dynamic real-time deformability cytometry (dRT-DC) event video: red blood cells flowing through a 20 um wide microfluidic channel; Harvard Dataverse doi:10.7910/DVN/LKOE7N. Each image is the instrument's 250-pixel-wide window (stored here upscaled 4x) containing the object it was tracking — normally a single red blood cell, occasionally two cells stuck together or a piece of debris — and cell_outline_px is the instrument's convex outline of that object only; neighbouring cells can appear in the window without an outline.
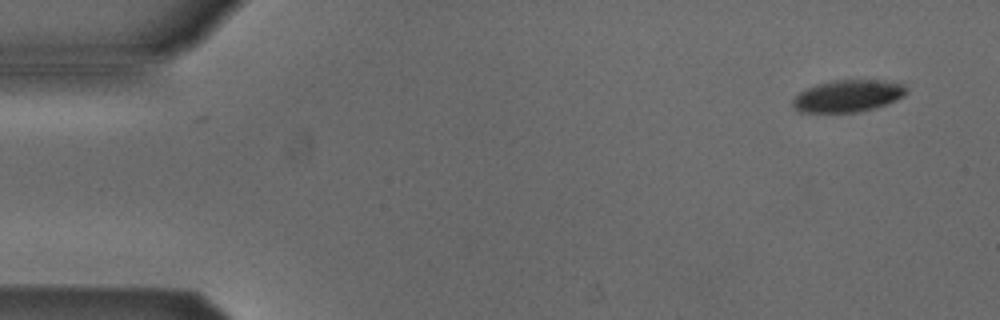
{"species": "Egyptian fruit bat (a non-hibernating species)", "species_latin": "Rousettus aegyptiacus", "temperature_condition": "cold", "stored_images_in_passage": 2, "camera_frame_rate_fps": 3000, "um_per_image_px": 0.085, "animal": {"sex": "male"}, "frame": {"image": 1, "passage_image": 2, "time_ms": 0.333, "image_size_px": [1000, 320], "cell_outline_px": [[908, 92], [904, 96], [896, 100], [876, 108], [856, 112], [796, 112], [792, 108], [792, 100], [804, 88], [816, 84], [836, 80], [884, 80], [904, 84], [908, 88]], "centroid_in_image_um": [72.07, 8.15], "position_along_channel_um": 12.9, "area_um2": 21.5}}